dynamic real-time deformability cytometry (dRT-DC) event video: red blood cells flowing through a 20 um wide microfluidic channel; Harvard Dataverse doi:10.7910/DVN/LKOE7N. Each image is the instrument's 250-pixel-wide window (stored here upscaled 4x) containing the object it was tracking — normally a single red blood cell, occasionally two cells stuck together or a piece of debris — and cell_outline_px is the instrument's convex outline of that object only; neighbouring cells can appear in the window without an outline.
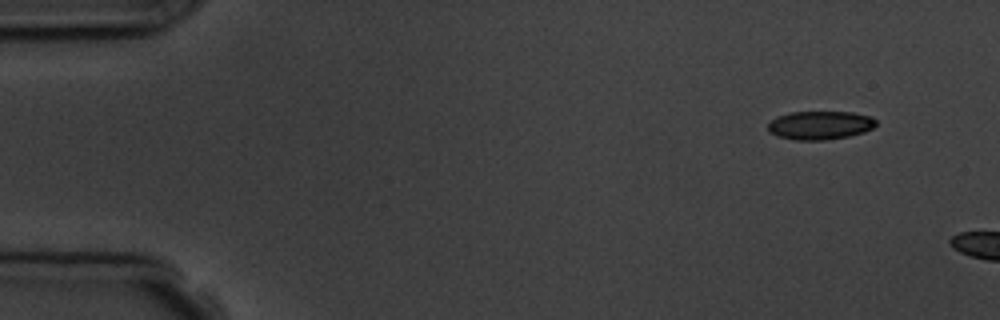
{"species": "common noctule bat (a hibernating species)", "species_latin": "Nyctalus noctula", "temperature_condition": "room temperature", "stored_images_in_passage": 3, "camera_frame_rate_fps": 3000, "um_per_image_px": 0.085, "animal": {"sex": "male", "body_mass_g": 19.5, "forearm_length_mm": 54.6}, "frame": {"image": 1, "passage_image": 1, "time_ms": 0.0, "image_size_px": [1000, 320], "cell_outline_px": [[876, 124], [872, 128], [864, 132], [848, 136], [824, 140], [792, 140], [776, 136], [768, 132], [768, 124], [776, 116], [788, 112], [852, 112], [872, 116], [876, 120]], "centroid_in_image_um": [69.67, 10.64], "position_along_channel_um": 15.3, "area_um2": 18.15}}